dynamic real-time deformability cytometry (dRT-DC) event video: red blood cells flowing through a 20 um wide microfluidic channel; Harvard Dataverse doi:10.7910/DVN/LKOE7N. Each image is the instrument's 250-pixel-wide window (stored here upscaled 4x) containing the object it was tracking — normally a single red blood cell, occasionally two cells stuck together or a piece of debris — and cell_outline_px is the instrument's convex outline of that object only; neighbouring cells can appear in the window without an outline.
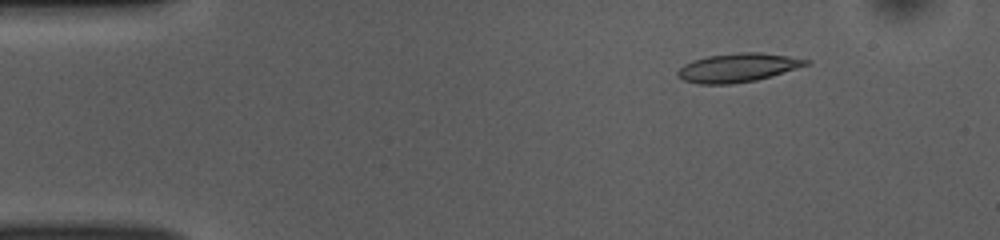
{"species": "common noctule bat (a hibernating species)", "species_latin": "Nyctalus noctula", "temperature_condition": "room temperature", "stored_images_in_passage": 52, "camera_frame_rate_fps": 3000, "um_per_image_px": 0.085, "animal": {"sex": "female", "body_mass_g": 10.0, "forearm_length_mm": 53.1}, "frame": {"image": 1, "passage_image": 7, "time_ms": 2.0, "image_size_px": [1000, 240], "cell_outline_px": [[808, 64], [772, 76], [756, 80], [732, 84], [696, 84], [684, 80], [676, 76], [676, 72], [684, 64], [692, 60], [708, 56], [740, 52], [760, 52], [788, 56], [808, 60]], "centroid_in_image_um": [62.65, 5.76], "position_along_channel_um": 22.4, "area_um2": 21.39}}
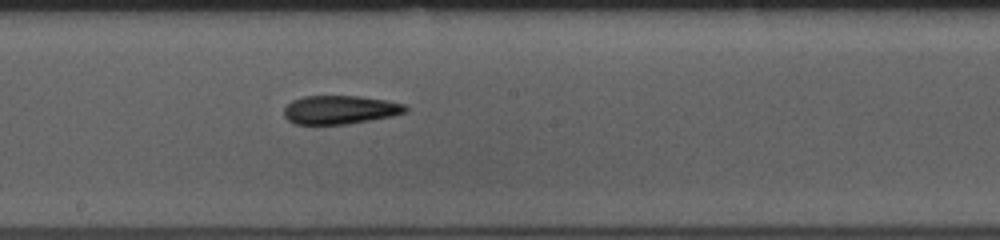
{"frame": {"image": 2, "passage_image": 28, "time_ms": 9.0, "image_size_px": [1000, 240], "cell_outline_px": [[408, 112], [392, 116], [372, 120], [348, 124], [296, 124], [288, 120], [284, 116], [284, 108], [292, 100], [304, 96], [360, 96], [388, 100], [404, 104], [408, 108]], "centroid_in_image_um": [28.93, 9.33], "position_along_channel_um": 219.3, "area_um2": 20.4}}
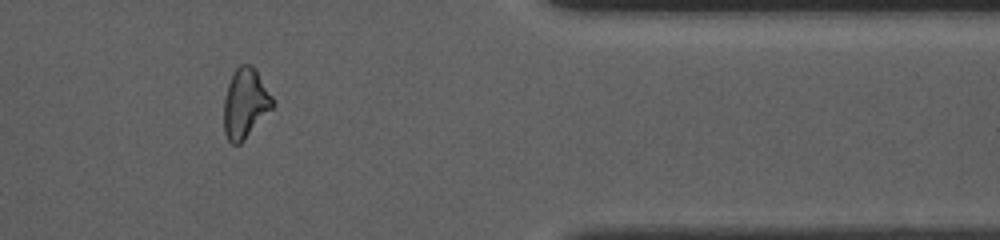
{"frame": {"image": 3, "passage_image": 43, "time_ms": 14.0, "image_size_px": [1000, 240], "cell_outline_px": [[276, 104], [244, 140], [240, 144], [232, 144], [228, 140], [224, 132], [224, 96], [232, 72], [240, 64], [248, 64], [256, 68], [272, 96]], "centroid_in_image_um": [20.85, 8.76], "position_along_channel_um": 390.6, "area_um2": 20.0}, "authors_computed_cell_mechanics": {"area_um2": 20.519, "velocity_mm_per_s": 3.8617, "shape_relaxation_time_tau1_ms": 10.7215, "shape_relaxation_time_tau2_ms": 2.9381, "deformation_change_tau1": 0.2649, "deformation_change_tau2": 0.1273}}